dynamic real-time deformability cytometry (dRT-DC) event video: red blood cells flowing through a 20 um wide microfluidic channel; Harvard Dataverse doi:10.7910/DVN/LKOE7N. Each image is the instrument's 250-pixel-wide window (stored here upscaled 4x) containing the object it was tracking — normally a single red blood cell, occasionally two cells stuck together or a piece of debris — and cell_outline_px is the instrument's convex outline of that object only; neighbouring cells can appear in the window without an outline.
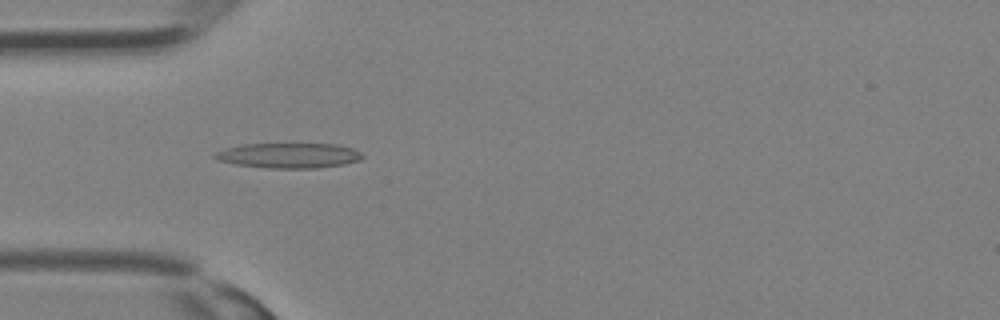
{"species": "Egyptian fruit bat (a non-hibernating species)", "species_latin": "Rousettus aegyptiacus", "temperature_condition": "room temperature", "stored_images_in_passage": 12, "camera_frame_rate_fps": 3000, "um_per_image_px": 0.085, "animal": {"sex": "female"}, "frame": {"image": 1, "passage_image": 10, "time_ms": 3.0, "image_size_px": [1000, 320], "cell_outline_px": [[364, 156], [360, 160], [344, 164], [316, 168], [268, 168], [236, 164], [220, 160], [212, 156], [216, 152], [224, 148], [244, 144], [336, 144], [352, 148], [360, 152]], "centroid_in_image_um": [24.56, 13.21], "position_along_channel_um": 60.4, "area_um2": 21.44}}
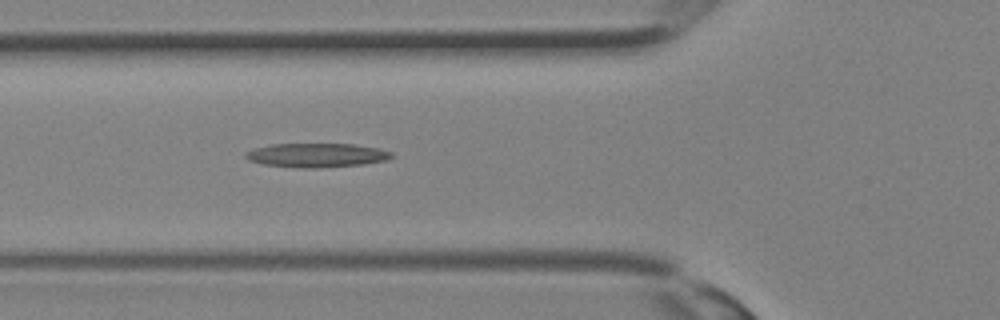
{"frame": {"image": 2, "passage_image": 12, "time_ms": 3.667, "image_size_px": [1000, 320], "cell_outline_px": [[392, 156], [388, 160], [364, 164], [320, 168], [300, 168], [264, 164], [248, 160], [244, 156], [244, 152], [256, 148], [272, 144], [352, 144], [380, 148], [392, 152]], "centroid_in_image_um": [26.93, 13.19], "position_along_channel_um": 98.9, "area_um2": 20.52}}